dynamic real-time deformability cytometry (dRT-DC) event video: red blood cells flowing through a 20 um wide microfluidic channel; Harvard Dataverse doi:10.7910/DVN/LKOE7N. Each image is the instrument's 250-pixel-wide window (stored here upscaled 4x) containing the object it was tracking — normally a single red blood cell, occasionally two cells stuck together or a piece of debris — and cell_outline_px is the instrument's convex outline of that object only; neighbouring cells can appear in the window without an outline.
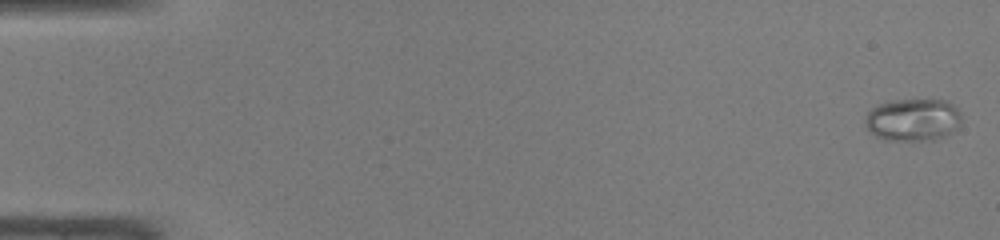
{"species": "common noctule bat (a hibernating species)", "species_latin": "Nyctalus noctula", "temperature_condition": "warm", "stored_images_in_passage": 48, "camera_frame_rate_fps": 3000, "um_per_image_px": 0.085, "animal": {"sex": "male", "body_mass_g": 19.0, "forearm_length_mm": 50.8}, "frame": {"image": 1, "passage_image": 1, "time_ms": 0.0, "image_size_px": [1000, 240], "cell_outline_px": [[960, 124], [956, 132], [936, 140], [884, 140], [868, 132], [864, 124], [864, 120], [868, 112], [872, 108], [880, 104], [892, 100], [948, 100], [960, 112]], "centroid_in_image_um": [77.61, 10.2], "position_along_channel_um": 7.4, "area_um2": 24.22}}
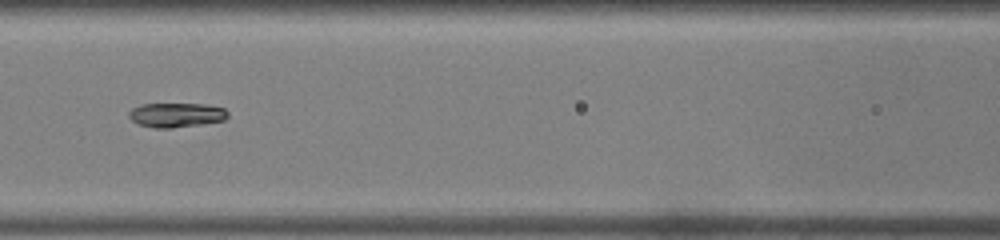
{"frame": {"image": 2, "passage_image": 22, "time_ms": 7.0, "image_size_px": [1000, 240], "cell_outline_px": [[228, 116], [224, 120], [200, 124], [172, 128], [152, 128], [136, 124], [128, 116], [128, 112], [132, 108], [140, 104], [208, 104], [224, 108], [228, 112]], "centroid_in_image_um": [14.95, 9.77], "position_along_channel_um": 151.7, "area_um2": 14.22}}
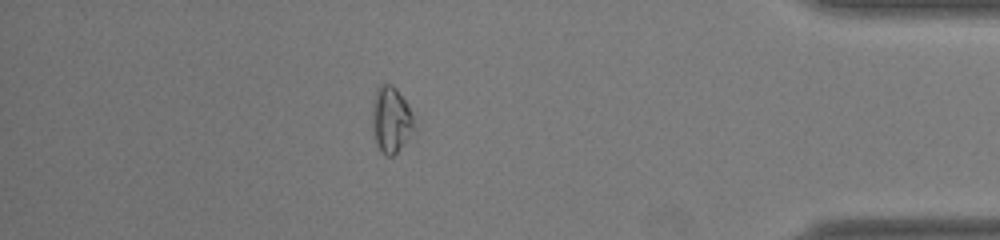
{"frame": {"image": 3, "passage_image": 42, "time_ms": 13.667, "image_size_px": [1000, 240], "cell_outline_px": [[412, 128], [408, 136], [400, 148], [392, 156], [384, 156], [376, 144], [372, 128], [372, 100], [376, 88], [380, 84], [392, 84], [396, 88], [412, 112]], "centroid_in_image_um": [33.17, 10.14], "position_along_channel_um": 402.0, "area_um2": 15.9}, "authors_computed_cell_mechanics": {"area_um2": 15.3748, "velocity_mm_per_s": 4.2884, "shape_relaxation_time_tau1_ms": 5.6739, "shape_relaxation_time_tau2_ms": 0.9593, "deformation_change_tau1": 0.2487, "deformation_change_tau2": 0.0344}}